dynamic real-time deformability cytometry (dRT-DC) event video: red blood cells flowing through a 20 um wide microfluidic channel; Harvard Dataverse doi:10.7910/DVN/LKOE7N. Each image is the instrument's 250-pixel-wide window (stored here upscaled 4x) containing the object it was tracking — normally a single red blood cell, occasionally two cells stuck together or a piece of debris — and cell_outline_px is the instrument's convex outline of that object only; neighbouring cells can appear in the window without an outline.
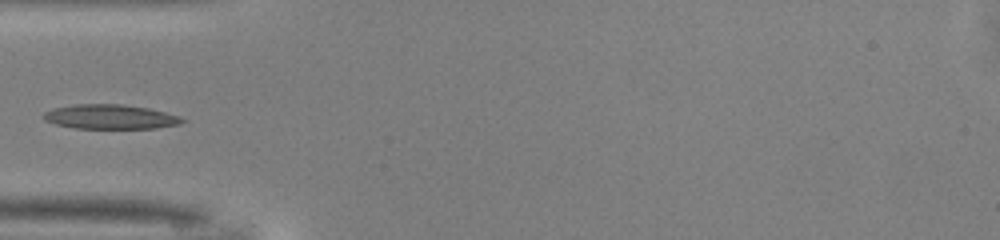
{"species": "common noctule bat (a hibernating species)", "species_latin": "Nyctalus noctula", "temperature_condition": "warm", "stored_images_in_passage": 34, "camera_frame_rate_fps": 3000, "um_per_image_px": 0.085, "animal": {"sex": "male", "body_mass_g": 13.0, "forearm_length_mm": 53.1}, "frame": {"image": 1, "passage_image": 1, "time_ms": 0.0, "image_size_px": [1000, 240], "cell_outline_px": [[188, 120], [180, 124], [156, 128], [76, 128], [56, 124], [44, 120], [40, 116], [44, 112], [52, 108], [76, 104], [120, 104], [148, 108], [180, 116]], "centroid_in_image_um": [9.36, 9.92], "position_along_channel_um": 75.6, "area_um2": 19.83}}
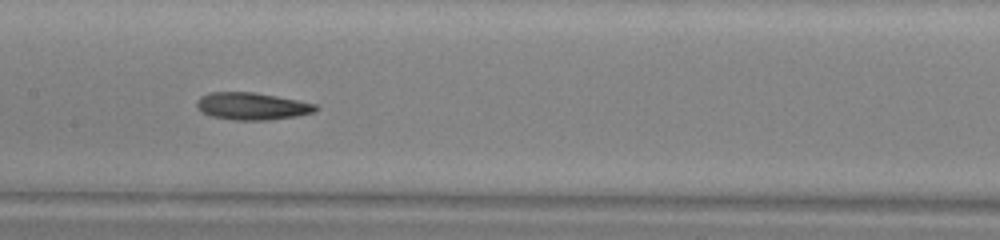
{"frame": {"image": 2, "passage_image": 9, "time_ms": 2.667, "image_size_px": [1000, 240], "cell_outline_px": [[320, 108], [312, 112], [296, 116], [268, 120], [232, 120], [212, 116], [204, 112], [196, 104], [196, 100], [200, 96], [208, 92], [256, 92], [316, 104]], "centroid_in_image_um": [21.41, 9.02], "position_along_channel_um": 186.0, "area_um2": 18.79}}
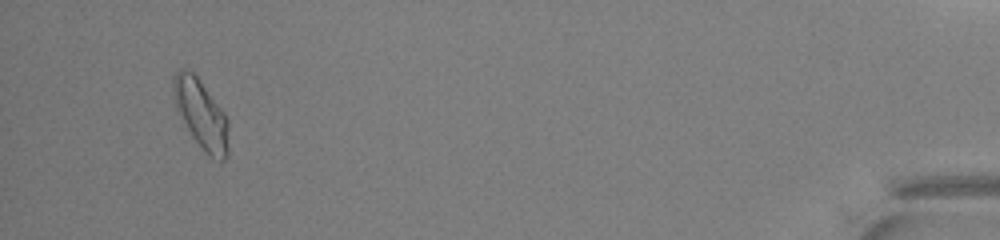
{"frame": {"image": 3, "passage_image": 32, "time_ms": 10.333, "image_size_px": [1000, 240], "cell_outline_px": [[228, 156], [220, 164], [204, 152], [192, 136], [176, 108], [172, 92], [172, 80], [176, 72], [180, 68], [184, 68], [192, 72], [200, 80], [224, 112], [228, 120]], "centroid_in_image_um": [17.1, 9.73], "position_along_channel_um": 418.1, "area_um2": 22.37}}